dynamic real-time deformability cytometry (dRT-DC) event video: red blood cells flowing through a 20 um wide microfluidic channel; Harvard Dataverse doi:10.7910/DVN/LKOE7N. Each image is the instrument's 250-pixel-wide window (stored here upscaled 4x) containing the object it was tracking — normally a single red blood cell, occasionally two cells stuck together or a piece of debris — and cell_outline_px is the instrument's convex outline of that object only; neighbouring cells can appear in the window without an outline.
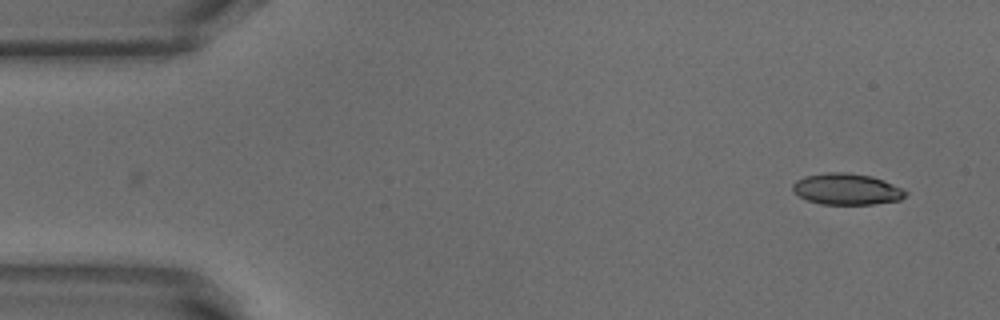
{"species": "common noctule bat (a hibernating species)", "species_latin": "Nyctalus noctula", "temperature_condition": "warm", "stored_images_in_passage": 49, "camera_frame_rate_fps": 3000, "um_per_image_px": 0.085, "animal": {"sex": "male", "body_mass_g": 18.8}, "frame": {"image": 1, "passage_image": 1, "time_ms": 0.0, "image_size_px": [1000, 320], "cell_outline_px": [[908, 192], [900, 200], [872, 204], [820, 204], [808, 200], [792, 192], [792, 184], [796, 180], [804, 176], [824, 172], [848, 172], [872, 176], [884, 180], [904, 188]], "centroid_in_image_um": [71.97, 16.06], "position_along_channel_um": 13.0, "area_um2": 20.81}}
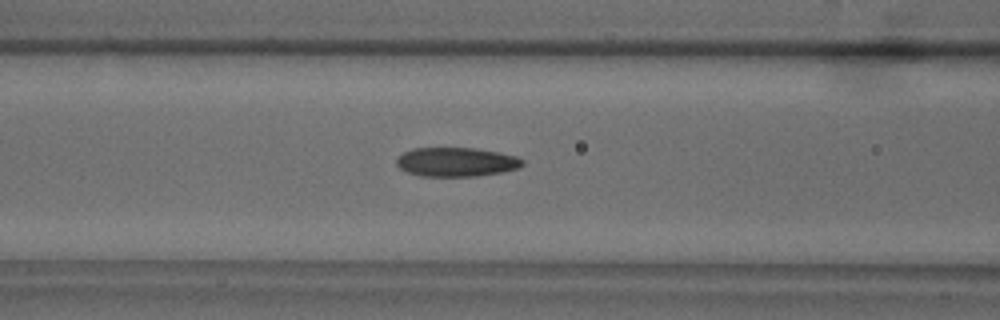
{"frame": {"image": 2, "passage_image": 18, "time_ms": 5.667, "image_size_px": [1000, 320], "cell_outline_px": [[524, 164], [520, 168], [500, 172], [476, 176], [420, 176], [408, 172], [400, 168], [396, 164], [396, 160], [404, 152], [412, 148], [476, 148], [500, 152], [516, 156], [524, 160]], "centroid_in_image_um": [38.81, 13.76], "position_along_channel_um": 127.8, "area_um2": 21.39}}
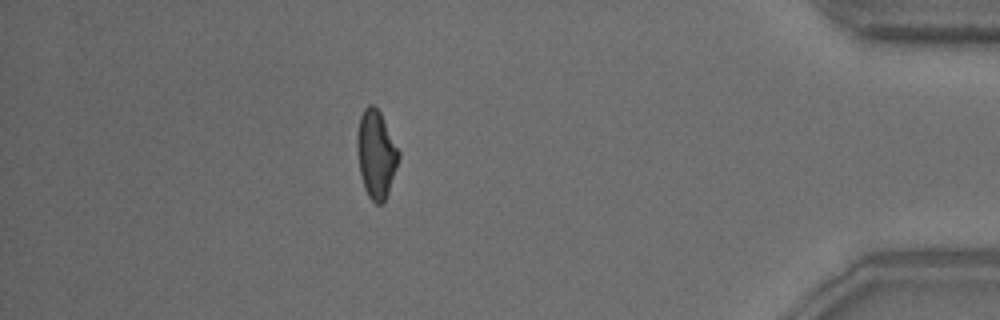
{"frame": {"image": 3, "passage_image": 43, "time_ms": 14.0, "image_size_px": [1000, 320], "cell_outline_px": [[400, 156], [388, 192], [384, 200], [380, 204], [376, 204], [368, 196], [364, 188], [360, 176], [356, 148], [356, 136], [360, 116], [364, 108], [368, 104], [372, 104], [380, 112], [400, 152]], "centroid_in_image_um": [31.94, 13.09], "position_along_channel_um": 403.3, "area_um2": 21.27}, "authors_computed_cell_mechanics": {"area_um2": 21.386, "velocity_mm_per_s": 3.8687, "shape_relaxation_time_tau1_ms": 6.2889, "shape_relaxation_time_tau2_ms": 2.5139, "deformation_change_tau1": 0.1859, "deformation_change_tau2": 0.0931}}